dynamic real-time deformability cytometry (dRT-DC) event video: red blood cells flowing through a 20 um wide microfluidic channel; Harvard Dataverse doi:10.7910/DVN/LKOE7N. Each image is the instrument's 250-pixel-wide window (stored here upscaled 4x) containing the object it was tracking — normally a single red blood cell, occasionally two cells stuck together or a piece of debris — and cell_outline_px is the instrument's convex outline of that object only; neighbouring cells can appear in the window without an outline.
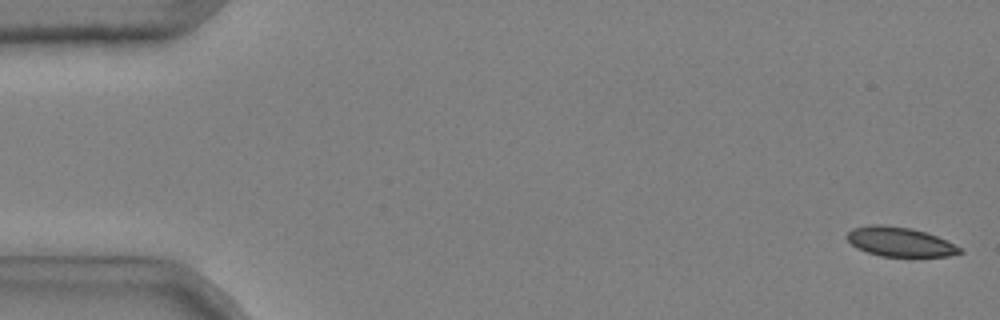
{"species": "common noctule bat (a hibernating species)", "species_latin": "Nyctalus noctula", "temperature_condition": "cold", "stored_images_in_passage": 52, "camera_frame_rate_fps": 3000, "um_per_image_px": 0.085, "animal": {"sex": "male", "body_mass_g": 20.4}, "frame": {"image": 1, "passage_image": 1, "time_ms": 0.0, "image_size_px": [1000, 320], "cell_outline_px": [[964, 252], [948, 256], [880, 256], [856, 248], [844, 236], [852, 228], [872, 224], [884, 224], [912, 228], [936, 236], [960, 248]], "centroid_in_image_um": [76.42, 20.54], "position_along_channel_um": 8.6, "area_um2": 19.19}}
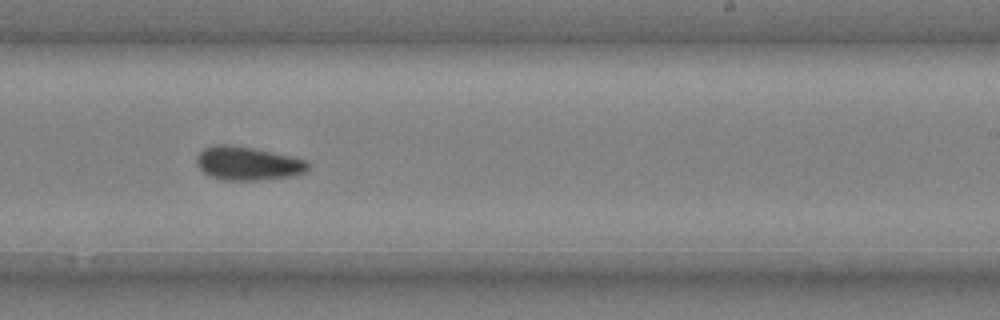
{"frame": {"image": 2, "passage_image": 33, "time_ms": 10.667, "image_size_px": [1000, 320], "cell_outline_px": [[308, 168], [304, 172], [292, 176], [256, 180], [224, 180], [212, 176], [204, 172], [196, 164], [196, 156], [204, 148], [216, 144], [228, 144], [252, 148], [292, 156], [308, 160]], "centroid_in_image_um": [21.05, 13.88], "position_along_channel_um": 267.9, "area_um2": 21.68}}
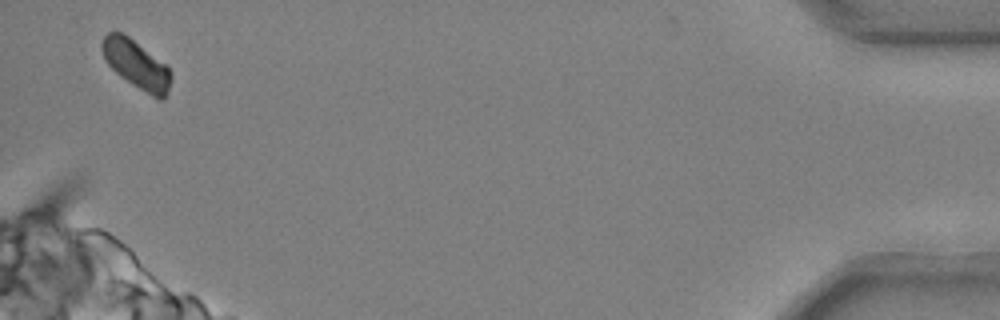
{"frame": {"image": 3, "passage_image": 51, "time_ms": 16.667, "image_size_px": [1000, 320], "cell_outline_px": [[172, 76], [168, 92], [164, 100], [156, 100], [120, 76], [104, 60], [100, 48], [100, 44], [104, 36], [108, 32], [120, 32], [128, 36], [164, 64], [172, 72]], "centroid_in_image_um": [11.58, 5.51], "position_along_channel_um": 423.6, "area_um2": 19.48}, "authors_computed_cell_mechanics": {"area_um2": 21.1259, "velocity_mm_per_s": 3.6857, "shape_relaxation_time_tau1_ms": 8.6747, "shape_relaxation_time_tau2_ms": 3.3119, "deformation_change_tau1": 0.1423, "deformation_change_tau2": 0.0672}}